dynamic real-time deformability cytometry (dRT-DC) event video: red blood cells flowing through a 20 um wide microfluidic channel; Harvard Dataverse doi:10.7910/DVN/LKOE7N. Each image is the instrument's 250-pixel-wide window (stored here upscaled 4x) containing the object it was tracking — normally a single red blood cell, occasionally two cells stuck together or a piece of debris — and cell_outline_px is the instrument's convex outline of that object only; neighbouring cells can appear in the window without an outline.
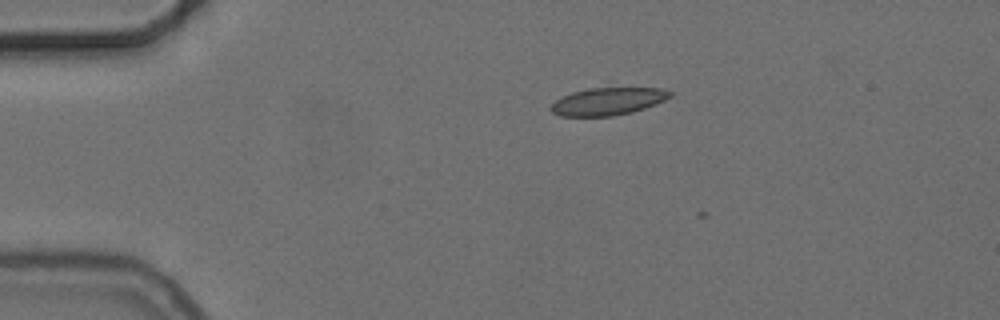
{"species": "common noctule bat (a hibernating species)", "species_latin": "Nyctalus noctula", "temperature_condition": "cold", "stored_images_in_passage": 9, "camera_frame_rate_fps": 3000, "um_per_image_px": 0.085, "animal": {"sex": "female", "body_mass_g": 24.6, "forearm_length_mm": 56.2}, "frame": {"image": 1, "passage_image": 2, "time_ms": 0.333, "image_size_px": [1000, 320], "cell_outline_px": [[672, 96], [656, 104], [632, 112], [612, 116], [560, 116], [552, 112], [548, 108], [556, 100], [572, 92], [588, 88], [660, 88], [672, 92]], "centroid_in_image_um": [51.66, 8.62], "position_along_channel_um": 33.3, "area_um2": 19.02}}